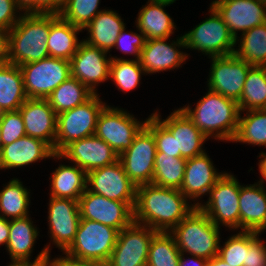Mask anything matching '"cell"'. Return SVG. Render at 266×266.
Returning <instances> with one entry per match:
<instances>
[{"mask_svg": "<svg viewBox=\"0 0 266 266\" xmlns=\"http://www.w3.org/2000/svg\"><path fill=\"white\" fill-rule=\"evenodd\" d=\"M26 135L38 138L55 148L57 114L47 99L28 98L19 108Z\"/></svg>", "mask_w": 266, "mask_h": 266, "instance_id": "cell-20", "label": "cell"}, {"mask_svg": "<svg viewBox=\"0 0 266 266\" xmlns=\"http://www.w3.org/2000/svg\"><path fill=\"white\" fill-rule=\"evenodd\" d=\"M5 111L2 109V107L0 106V120L3 117Z\"/></svg>", "mask_w": 266, "mask_h": 266, "instance_id": "cell-57", "label": "cell"}, {"mask_svg": "<svg viewBox=\"0 0 266 266\" xmlns=\"http://www.w3.org/2000/svg\"><path fill=\"white\" fill-rule=\"evenodd\" d=\"M2 148H3V143H2V140H1V127H0V155H1V152H2Z\"/></svg>", "mask_w": 266, "mask_h": 266, "instance_id": "cell-56", "label": "cell"}, {"mask_svg": "<svg viewBox=\"0 0 266 266\" xmlns=\"http://www.w3.org/2000/svg\"><path fill=\"white\" fill-rule=\"evenodd\" d=\"M41 266H60L54 259L51 262L43 264Z\"/></svg>", "mask_w": 266, "mask_h": 266, "instance_id": "cell-55", "label": "cell"}, {"mask_svg": "<svg viewBox=\"0 0 266 266\" xmlns=\"http://www.w3.org/2000/svg\"><path fill=\"white\" fill-rule=\"evenodd\" d=\"M109 78L115 82L118 89L129 91L137 87L139 84L141 73L144 69L137 60H125L122 58H110Z\"/></svg>", "mask_w": 266, "mask_h": 266, "instance_id": "cell-40", "label": "cell"}, {"mask_svg": "<svg viewBox=\"0 0 266 266\" xmlns=\"http://www.w3.org/2000/svg\"><path fill=\"white\" fill-rule=\"evenodd\" d=\"M224 175L216 172L209 156L201 155L186 160L183 183L180 192L189 199H196L210 189Z\"/></svg>", "mask_w": 266, "mask_h": 266, "instance_id": "cell-22", "label": "cell"}, {"mask_svg": "<svg viewBox=\"0 0 266 266\" xmlns=\"http://www.w3.org/2000/svg\"><path fill=\"white\" fill-rule=\"evenodd\" d=\"M93 95L83 83L70 76L47 97V101L58 115L84 104Z\"/></svg>", "mask_w": 266, "mask_h": 266, "instance_id": "cell-32", "label": "cell"}, {"mask_svg": "<svg viewBox=\"0 0 266 266\" xmlns=\"http://www.w3.org/2000/svg\"><path fill=\"white\" fill-rule=\"evenodd\" d=\"M78 203L81 219L102 223L119 232L134 222V210L126 202L110 200L86 189Z\"/></svg>", "mask_w": 266, "mask_h": 266, "instance_id": "cell-14", "label": "cell"}, {"mask_svg": "<svg viewBox=\"0 0 266 266\" xmlns=\"http://www.w3.org/2000/svg\"><path fill=\"white\" fill-rule=\"evenodd\" d=\"M119 231L102 223L80 219L75 239L65 258L107 262L116 245Z\"/></svg>", "mask_w": 266, "mask_h": 266, "instance_id": "cell-5", "label": "cell"}, {"mask_svg": "<svg viewBox=\"0 0 266 266\" xmlns=\"http://www.w3.org/2000/svg\"><path fill=\"white\" fill-rule=\"evenodd\" d=\"M178 39L171 45L165 42V38L146 40L139 59L144 72L156 73L179 67L188 56L177 50L176 46L186 47L183 36Z\"/></svg>", "mask_w": 266, "mask_h": 266, "instance_id": "cell-21", "label": "cell"}, {"mask_svg": "<svg viewBox=\"0 0 266 266\" xmlns=\"http://www.w3.org/2000/svg\"><path fill=\"white\" fill-rule=\"evenodd\" d=\"M211 16L183 35L186 48L201 50L211 57L232 55L237 39L218 12L210 6Z\"/></svg>", "mask_w": 266, "mask_h": 266, "instance_id": "cell-7", "label": "cell"}, {"mask_svg": "<svg viewBox=\"0 0 266 266\" xmlns=\"http://www.w3.org/2000/svg\"><path fill=\"white\" fill-rule=\"evenodd\" d=\"M249 114L239 116L238 128L232 141L266 146V109L246 110Z\"/></svg>", "mask_w": 266, "mask_h": 266, "instance_id": "cell-37", "label": "cell"}, {"mask_svg": "<svg viewBox=\"0 0 266 266\" xmlns=\"http://www.w3.org/2000/svg\"><path fill=\"white\" fill-rule=\"evenodd\" d=\"M29 201V191L23 187L22 182L11 180L0 192V217L17 219L28 216Z\"/></svg>", "mask_w": 266, "mask_h": 266, "instance_id": "cell-36", "label": "cell"}, {"mask_svg": "<svg viewBox=\"0 0 266 266\" xmlns=\"http://www.w3.org/2000/svg\"><path fill=\"white\" fill-rule=\"evenodd\" d=\"M239 192L240 184L237 179L231 174L224 173L210 189L207 204L194 205L203 211L217 227L221 222L226 227L237 229L240 227Z\"/></svg>", "mask_w": 266, "mask_h": 266, "instance_id": "cell-9", "label": "cell"}, {"mask_svg": "<svg viewBox=\"0 0 266 266\" xmlns=\"http://www.w3.org/2000/svg\"><path fill=\"white\" fill-rule=\"evenodd\" d=\"M0 127L3 146L26 135L25 125L19 110L5 111L0 120Z\"/></svg>", "mask_w": 266, "mask_h": 266, "instance_id": "cell-43", "label": "cell"}, {"mask_svg": "<svg viewBox=\"0 0 266 266\" xmlns=\"http://www.w3.org/2000/svg\"><path fill=\"white\" fill-rule=\"evenodd\" d=\"M28 98L47 97L71 76L69 60L47 57L19 66Z\"/></svg>", "mask_w": 266, "mask_h": 266, "instance_id": "cell-8", "label": "cell"}, {"mask_svg": "<svg viewBox=\"0 0 266 266\" xmlns=\"http://www.w3.org/2000/svg\"><path fill=\"white\" fill-rule=\"evenodd\" d=\"M60 266H108L107 262L100 261H80L69 258H56L54 259Z\"/></svg>", "mask_w": 266, "mask_h": 266, "instance_id": "cell-48", "label": "cell"}, {"mask_svg": "<svg viewBox=\"0 0 266 266\" xmlns=\"http://www.w3.org/2000/svg\"><path fill=\"white\" fill-rule=\"evenodd\" d=\"M258 234L254 231H240L231 236L223 247L219 246L217 256L230 266L246 265V252H248V247L258 238Z\"/></svg>", "mask_w": 266, "mask_h": 266, "instance_id": "cell-39", "label": "cell"}, {"mask_svg": "<svg viewBox=\"0 0 266 266\" xmlns=\"http://www.w3.org/2000/svg\"><path fill=\"white\" fill-rule=\"evenodd\" d=\"M150 2V3H149ZM175 2L174 0H149L137 17V28L146 40L168 39L175 29L172 18L164 11L163 7Z\"/></svg>", "mask_w": 266, "mask_h": 266, "instance_id": "cell-26", "label": "cell"}, {"mask_svg": "<svg viewBox=\"0 0 266 266\" xmlns=\"http://www.w3.org/2000/svg\"><path fill=\"white\" fill-rule=\"evenodd\" d=\"M207 266H230L229 264L222 261L218 256L208 260Z\"/></svg>", "mask_w": 266, "mask_h": 266, "instance_id": "cell-53", "label": "cell"}, {"mask_svg": "<svg viewBox=\"0 0 266 266\" xmlns=\"http://www.w3.org/2000/svg\"><path fill=\"white\" fill-rule=\"evenodd\" d=\"M37 236V229L34 228L29 216L10 220L9 238L6 247L12 262L30 263L29 256Z\"/></svg>", "mask_w": 266, "mask_h": 266, "instance_id": "cell-30", "label": "cell"}, {"mask_svg": "<svg viewBox=\"0 0 266 266\" xmlns=\"http://www.w3.org/2000/svg\"><path fill=\"white\" fill-rule=\"evenodd\" d=\"M260 158H263L259 163V169L262 177L266 180V154L261 153Z\"/></svg>", "mask_w": 266, "mask_h": 266, "instance_id": "cell-54", "label": "cell"}, {"mask_svg": "<svg viewBox=\"0 0 266 266\" xmlns=\"http://www.w3.org/2000/svg\"><path fill=\"white\" fill-rule=\"evenodd\" d=\"M48 157L55 158V152L49 144L41 139L25 135L3 146L0 169L21 167Z\"/></svg>", "mask_w": 266, "mask_h": 266, "instance_id": "cell-23", "label": "cell"}, {"mask_svg": "<svg viewBox=\"0 0 266 266\" xmlns=\"http://www.w3.org/2000/svg\"><path fill=\"white\" fill-rule=\"evenodd\" d=\"M125 27L118 13L111 10L101 11L85 27L90 38L84 40L87 44L108 52L114 47L117 37Z\"/></svg>", "mask_w": 266, "mask_h": 266, "instance_id": "cell-28", "label": "cell"}, {"mask_svg": "<svg viewBox=\"0 0 266 266\" xmlns=\"http://www.w3.org/2000/svg\"><path fill=\"white\" fill-rule=\"evenodd\" d=\"M139 123L129 113L105 106L98 116L95 135L111 146L119 156L132 145L134 137L146 121Z\"/></svg>", "mask_w": 266, "mask_h": 266, "instance_id": "cell-11", "label": "cell"}, {"mask_svg": "<svg viewBox=\"0 0 266 266\" xmlns=\"http://www.w3.org/2000/svg\"><path fill=\"white\" fill-rule=\"evenodd\" d=\"M211 6L218 12L231 34L243 33L266 22V4L258 0H215Z\"/></svg>", "mask_w": 266, "mask_h": 266, "instance_id": "cell-18", "label": "cell"}, {"mask_svg": "<svg viewBox=\"0 0 266 266\" xmlns=\"http://www.w3.org/2000/svg\"><path fill=\"white\" fill-rule=\"evenodd\" d=\"M8 32L0 29V64L7 60Z\"/></svg>", "mask_w": 266, "mask_h": 266, "instance_id": "cell-51", "label": "cell"}, {"mask_svg": "<svg viewBox=\"0 0 266 266\" xmlns=\"http://www.w3.org/2000/svg\"><path fill=\"white\" fill-rule=\"evenodd\" d=\"M161 122L176 138L177 152H180L181 158L187 160L204 153L201 146L208 138L182 109L175 110Z\"/></svg>", "mask_w": 266, "mask_h": 266, "instance_id": "cell-25", "label": "cell"}, {"mask_svg": "<svg viewBox=\"0 0 266 266\" xmlns=\"http://www.w3.org/2000/svg\"><path fill=\"white\" fill-rule=\"evenodd\" d=\"M159 117L157 112H155L145 123V126L153 133L157 152H163L164 155H172L173 157L181 158L180 152H177L176 138L161 122Z\"/></svg>", "mask_w": 266, "mask_h": 266, "instance_id": "cell-42", "label": "cell"}, {"mask_svg": "<svg viewBox=\"0 0 266 266\" xmlns=\"http://www.w3.org/2000/svg\"><path fill=\"white\" fill-rule=\"evenodd\" d=\"M210 58L212 67L208 80L209 90L238 102L247 73L252 66L235 54Z\"/></svg>", "mask_w": 266, "mask_h": 266, "instance_id": "cell-15", "label": "cell"}, {"mask_svg": "<svg viewBox=\"0 0 266 266\" xmlns=\"http://www.w3.org/2000/svg\"><path fill=\"white\" fill-rule=\"evenodd\" d=\"M25 13L8 31L6 62L18 66L49 57L50 13Z\"/></svg>", "mask_w": 266, "mask_h": 266, "instance_id": "cell-2", "label": "cell"}, {"mask_svg": "<svg viewBox=\"0 0 266 266\" xmlns=\"http://www.w3.org/2000/svg\"><path fill=\"white\" fill-rule=\"evenodd\" d=\"M50 260V256H49V245L48 247L46 246L41 252L40 254L37 256V258L34 260V262H30V263H17V262H13L11 264H9V266H41L43 264H46Z\"/></svg>", "mask_w": 266, "mask_h": 266, "instance_id": "cell-49", "label": "cell"}, {"mask_svg": "<svg viewBox=\"0 0 266 266\" xmlns=\"http://www.w3.org/2000/svg\"><path fill=\"white\" fill-rule=\"evenodd\" d=\"M125 27L120 32L114 47L122 52L134 54L136 60L139 61L140 53L145 46L146 38L144 34L140 31V35L137 33H125Z\"/></svg>", "mask_w": 266, "mask_h": 266, "instance_id": "cell-44", "label": "cell"}, {"mask_svg": "<svg viewBox=\"0 0 266 266\" xmlns=\"http://www.w3.org/2000/svg\"><path fill=\"white\" fill-rule=\"evenodd\" d=\"M181 109L207 138L217 132L214 137L219 140L234 139L241 113L235 100L209 90L194 110Z\"/></svg>", "mask_w": 266, "mask_h": 266, "instance_id": "cell-3", "label": "cell"}, {"mask_svg": "<svg viewBox=\"0 0 266 266\" xmlns=\"http://www.w3.org/2000/svg\"><path fill=\"white\" fill-rule=\"evenodd\" d=\"M28 99L23 74L18 65L0 64V106L4 111H16Z\"/></svg>", "mask_w": 266, "mask_h": 266, "instance_id": "cell-29", "label": "cell"}, {"mask_svg": "<svg viewBox=\"0 0 266 266\" xmlns=\"http://www.w3.org/2000/svg\"><path fill=\"white\" fill-rule=\"evenodd\" d=\"M238 105L240 112L266 109V67L249 69Z\"/></svg>", "mask_w": 266, "mask_h": 266, "instance_id": "cell-33", "label": "cell"}, {"mask_svg": "<svg viewBox=\"0 0 266 266\" xmlns=\"http://www.w3.org/2000/svg\"><path fill=\"white\" fill-rule=\"evenodd\" d=\"M51 178V197L79 201L87 188V173L77 165H60Z\"/></svg>", "mask_w": 266, "mask_h": 266, "instance_id": "cell-31", "label": "cell"}, {"mask_svg": "<svg viewBox=\"0 0 266 266\" xmlns=\"http://www.w3.org/2000/svg\"><path fill=\"white\" fill-rule=\"evenodd\" d=\"M82 29L50 13V32L47 39L49 57L71 60L81 42L77 35Z\"/></svg>", "mask_w": 266, "mask_h": 266, "instance_id": "cell-27", "label": "cell"}, {"mask_svg": "<svg viewBox=\"0 0 266 266\" xmlns=\"http://www.w3.org/2000/svg\"><path fill=\"white\" fill-rule=\"evenodd\" d=\"M195 208L180 190L142 184L137 186L134 222L157 232H171Z\"/></svg>", "mask_w": 266, "mask_h": 266, "instance_id": "cell-1", "label": "cell"}, {"mask_svg": "<svg viewBox=\"0 0 266 266\" xmlns=\"http://www.w3.org/2000/svg\"><path fill=\"white\" fill-rule=\"evenodd\" d=\"M10 231L9 218L0 217V244L7 246Z\"/></svg>", "mask_w": 266, "mask_h": 266, "instance_id": "cell-50", "label": "cell"}, {"mask_svg": "<svg viewBox=\"0 0 266 266\" xmlns=\"http://www.w3.org/2000/svg\"><path fill=\"white\" fill-rule=\"evenodd\" d=\"M103 102L94 94L88 101L57 115L55 153H60L68 144L95 134L97 119L103 110Z\"/></svg>", "mask_w": 266, "mask_h": 266, "instance_id": "cell-6", "label": "cell"}, {"mask_svg": "<svg viewBox=\"0 0 266 266\" xmlns=\"http://www.w3.org/2000/svg\"><path fill=\"white\" fill-rule=\"evenodd\" d=\"M219 228L196 207L170 233L180 253L188 252L209 260L218 255Z\"/></svg>", "mask_w": 266, "mask_h": 266, "instance_id": "cell-4", "label": "cell"}, {"mask_svg": "<svg viewBox=\"0 0 266 266\" xmlns=\"http://www.w3.org/2000/svg\"><path fill=\"white\" fill-rule=\"evenodd\" d=\"M107 52L84 41L70 60L71 76L83 83L93 94L95 86L109 79L111 59Z\"/></svg>", "mask_w": 266, "mask_h": 266, "instance_id": "cell-16", "label": "cell"}, {"mask_svg": "<svg viewBox=\"0 0 266 266\" xmlns=\"http://www.w3.org/2000/svg\"><path fill=\"white\" fill-rule=\"evenodd\" d=\"M258 1H260V2H262V3H264V4H266V0H258Z\"/></svg>", "mask_w": 266, "mask_h": 266, "instance_id": "cell-58", "label": "cell"}, {"mask_svg": "<svg viewBox=\"0 0 266 266\" xmlns=\"http://www.w3.org/2000/svg\"><path fill=\"white\" fill-rule=\"evenodd\" d=\"M180 254L170 232H157L149 246L147 266H179Z\"/></svg>", "mask_w": 266, "mask_h": 266, "instance_id": "cell-38", "label": "cell"}, {"mask_svg": "<svg viewBox=\"0 0 266 266\" xmlns=\"http://www.w3.org/2000/svg\"><path fill=\"white\" fill-rule=\"evenodd\" d=\"M157 233L148 226L133 222L118 233L108 266H147L149 246Z\"/></svg>", "mask_w": 266, "mask_h": 266, "instance_id": "cell-13", "label": "cell"}, {"mask_svg": "<svg viewBox=\"0 0 266 266\" xmlns=\"http://www.w3.org/2000/svg\"><path fill=\"white\" fill-rule=\"evenodd\" d=\"M19 6L29 13H54L59 14L65 0H16Z\"/></svg>", "mask_w": 266, "mask_h": 266, "instance_id": "cell-45", "label": "cell"}, {"mask_svg": "<svg viewBox=\"0 0 266 266\" xmlns=\"http://www.w3.org/2000/svg\"><path fill=\"white\" fill-rule=\"evenodd\" d=\"M48 213L51 239L66 251L73 243L80 223L79 203L74 199L50 197Z\"/></svg>", "mask_w": 266, "mask_h": 266, "instance_id": "cell-19", "label": "cell"}, {"mask_svg": "<svg viewBox=\"0 0 266 266\" xmlns=\"http://www.w3.org/2000/svg\"><path fill=\"white\" fill-rule=\"evenodd\" d=\"M156 152L153 133L144 125L132 145L119 155L125 173L136 186L152 183Z\"/></svg>", "mask_w": 266, "mask_h": 266, "instance_id": "cell-12", "label": "cell"}, {"mask_svg": "<svg viewBox=\"0 0 266 266\" xmlns=\"http://www.w3.org/2000/svg\"><path fill=\"white\" fill-rule=\"evenodd\" d=\"M234 54L251 66L266 67V22L242 33Z\"/></svg>", "mask_w": 266, "mask_h": 266, "instance_id": "cell-35", "label": "cell"}, {"mask_svg": "<svg viewBox=\"0 0 266 266\" xmlns=\"http://www.w3.org/2000/svg\"><path fill=\"white\" fill-rule=\"evenodd\" d=\"M183 255H184L183 253L180 254L179 266H191V265L192 266H207L208 260L201 258V257L194 256V255H193L191 260L187 259L190 261L189 263L191 265H189L188 261L184 259ZM186 261H187V263H186ZM191 261H192V263H191Z\"/></svg>", "mask_w": 266, "mask_h": 266, "instance_id": "cell-52", "label": "cell"}, {"mask_svg": "<svg viewBox=\"0 0 266 266\" xmlns=\"http://www.w3.org/2000/svg\"><path fill=\"white\" fill-rule=\"evenodd\" d=\"M186 159L156 152L152 184L180 190L183 183Z\"/></svg>", "mask_w": 266, "mask_h": 266, "instance_id": "cell-34", "label": "cell"}, {"mask_svg": "<svg viewBox=\"0 0 266 266\" xmlns=\"http://www.w3.org/2000/svg\"><path fill=\"white\" fill-rule=\"evenodd\" d=\"M243 266H266V246L257 238L246 252V265Z\"/></svg>", "mask_w": 266, "mask_h": 266, "instance_id": "cell-47", "label": "cell"}, {"mask_svg": "<svg viewBox=\"0 0 266 266\" xmlns=\"http://www.w3.org/2000/svg\"><path fill=\"white\" fill-rule=\"evenodd\" d=\"M87 190L110 200L126 202L133 210L137 186L125 173L120 160L87 173Z\"/></svg>", "mask_w": 266, "mask_h": 266, "instance_id": "cell-10", "label": "cell"}, {"mask_svg": "<svg viewBox=\"0 0 266 266\" xmlns=\"http://www.w3.org/2000/svg\"><path fill=\"white\" fill-rule=\"evenodd\" d=\"M259 184L241 186L239 192L240 228L242 231L261 233L266 229V191Z\"/></svg>", "mask_w": 266, "mask_h": 266, "instance_id": "cell-24", "label": "cell"}, {"mask_svg": "<svg viewBox=\"0 0 266 266\" xmlns=\"http://www.w3.org/2000/svg\"><path fill=\"white\" fill-rule=\"evenodd\" d=\"M98 5L99 0H65L59 16L83 30L101 12Z\"/></svg>", "mask_w": 266, "mask_h": 266, "instance_id": "cell-41", "label": "cell"}, {"mask_svg": "<svg viewBox=\"0 0 266 266\" xmlns=\"http://www.w3.org/2000/svg\"><path fill=\"white\" fill-rule=\"evenodd\" d=\"M56 158H68L86 173L112 164L119 156L104 140L95 134L68 144Z\"/></svg>", "mask_w": 266, "mask_h": 266, "instance_id": "cell-17", "label": "cell"}, {"mask_svg": "<svg viewBox=\"0 0 266 266\" xmlns=\"http://www.w3.org/2000/svg\"><path fill=\"white\" fill-rule=\"evenodd\" d=\"M17 9L22 10L16 0H0V29L8 32L19 21Z\"/></svg>", "mask_w": 266, "mask_h": 266, "instance_id": "cell-46", "label": "cell"}]
</instances>
